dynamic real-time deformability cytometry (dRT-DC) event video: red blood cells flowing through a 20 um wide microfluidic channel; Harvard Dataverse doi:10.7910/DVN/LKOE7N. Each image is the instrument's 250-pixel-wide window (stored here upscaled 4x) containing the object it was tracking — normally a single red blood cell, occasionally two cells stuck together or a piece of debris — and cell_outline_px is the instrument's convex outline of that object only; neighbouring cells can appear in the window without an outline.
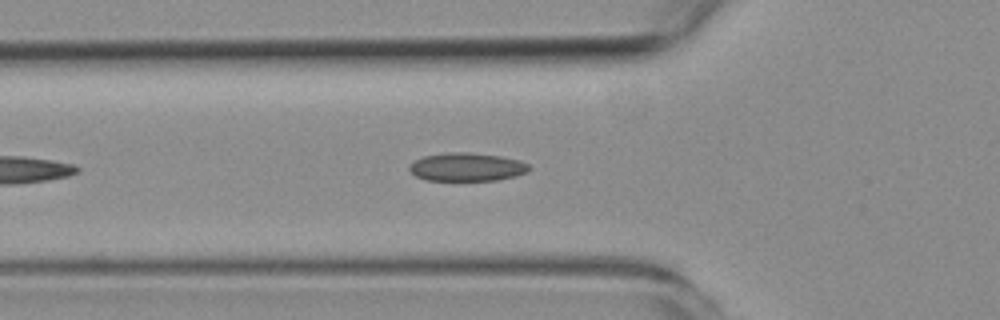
{"species": "common noctule bat (a hibernating species)", "species_latin": "Nyctalus noctula", "temperature_condition": "room temperature", "stored_images_in_passage": 27, "camera_frame_rate_fps": 3000, "um_per_image_px": 0.085, "animal": {"sex": "female", "body_mass_g": 19.3, "forearm_length_mm": 54.1}, "frame": {"image": 1, "passage_image": 9, "time_ms": 2.667, "image_size_px": [1000, 320], "cell_outline_px": [[528, 168], [520, 172], [508, 176], [488, 180], [432, 180], [420, 176], [412, 172], [412, 164], [428, 156], [492, 156], [512, 160], [524, 164]], "centroid_in_image_um": [39.62, 14.27], "position_along_channel_um": 86.2, "area_um2": 16.65}}
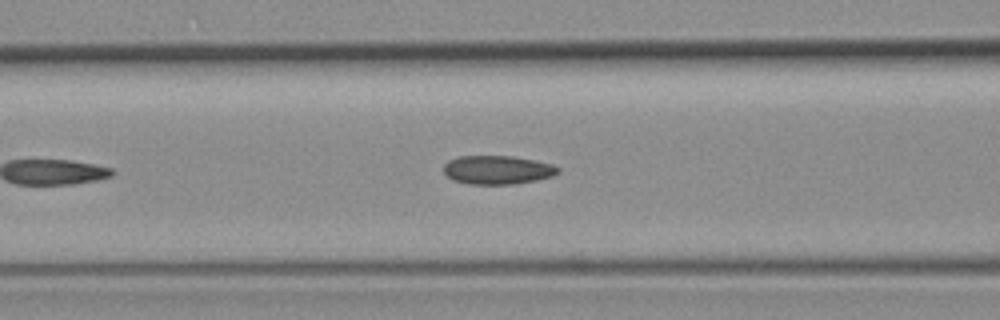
{"frame": {"image": 2, "passage_image": 12, "time_ms": 3.667, "image_size_px": [1000, 320], "cell_outline_px": [[556, 172], [544, 176], [528, 180], [500, 184], [484, 184], [460, 180], [448, 176], [444, 172], [444, 168], [452, 160], [468, 156], [500, 156], [528, 160], [544, 164], [556, 168]], "centroid_in_image_um": [42.16, 14.42], "position_along_channel_um": 124.4, "area_um2": 16.88}}
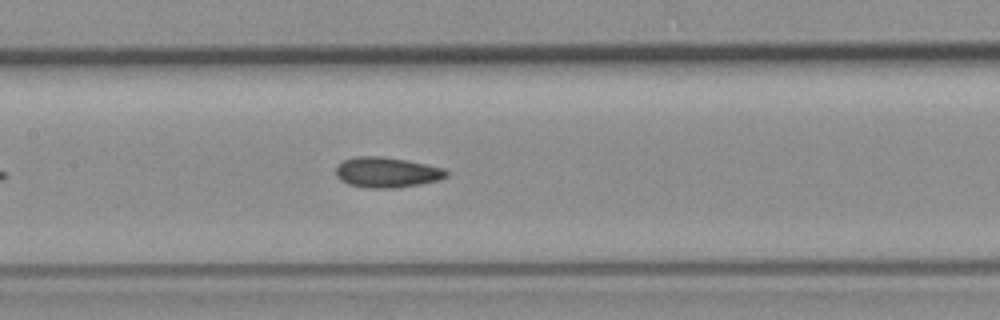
{"frame": {"image": 3, "passage_image": 16, "time_ms": 5.0, "image_size_px": [1000, 320], "cell_outline_px": [[444, 176], [432, 180], [412, 184], [356, 184], [344, 180], [336, 172], [340, 164], [348, 160], [400, 160], [436, 168], [444, 172]], "centroid_in_image_um": [32.86, 14.64], "position_along_channel_um": 174.5, "area_um2": 15.32}}